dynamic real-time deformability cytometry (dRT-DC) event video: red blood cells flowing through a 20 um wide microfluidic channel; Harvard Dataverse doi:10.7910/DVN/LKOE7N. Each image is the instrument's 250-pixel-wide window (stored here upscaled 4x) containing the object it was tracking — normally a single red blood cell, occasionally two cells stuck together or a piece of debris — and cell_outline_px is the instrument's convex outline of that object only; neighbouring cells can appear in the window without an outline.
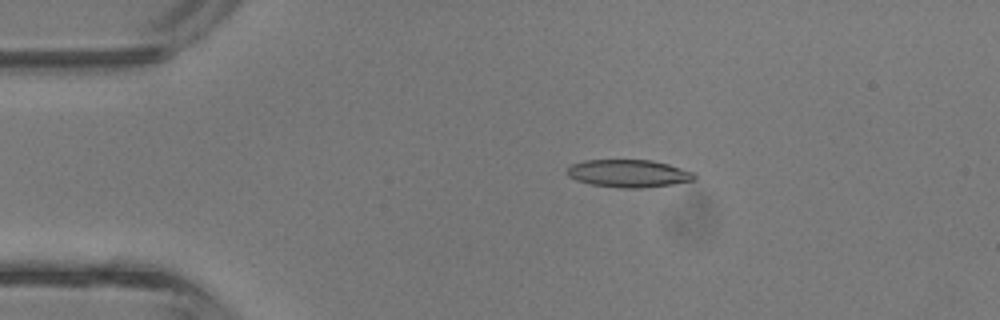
{"species": "common noctule bat (a hibernating species)", "species_latin": "Nyctalus noctula", "temperature_condition": "room temperature", "stored_images_in_passage": 41, "camera_frame_rate_fps": 3000, "um_per_image_px": 0.085, "animal": {"sex": "male", "body_mass_g": 13.3}, "frame": {"image": 1, "passage_image": 8, "time_ms": 2.333, "image_size_px": [1000, 320], "cell_outline_px": [[696, 180], [672, 184], [640, 188], [620, 188], [588, 184], [576, 180], [568, 176], [568, 168], [572, 164], [584, 160], [652, 160], [668, 164], [692, 172], [696, 176]], "centroid_in_image_um": [53.41, 14.75], "position_along_channel_um": 31.6, "area_um2": 20.46}}
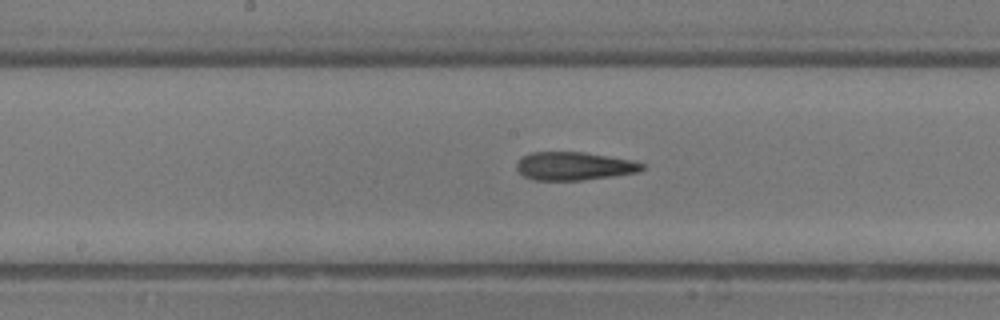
{"frame": {"image": 2, "passage_image": 21, "time_ms": 6.667, "image_size_px": [1000, 320], "cell_outline_px": [[644, 168], [636, 172], [612, 176], [580, 180], [532, 180], [524, 176], [516, 168], [516, 164], [520, 156], [532, 152], [584, 152], [632, 160], [644, 164]], "centroid_in_image_um": [48.75, 14.11], "position_along_channel_um": 199.5, "area_um2": 20.58}}
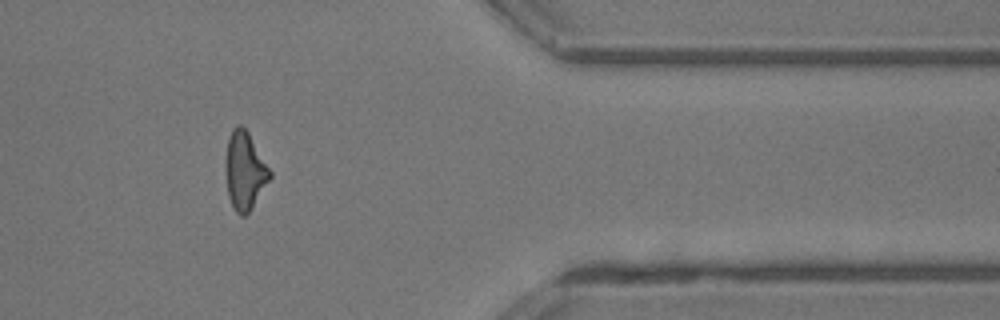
{"frame": {"image": 3, "passage_image": 34, "time_ms": 11.0, "image_size_px": [1000, 320], "cell_outline_px": [[272, 176], [248, 212], [244, 216], [240, 216], [236, 212], [228, 196], [224, 172], [224, 160], [228, 136], [232, 128], [236, 124], [240, 124], [248, 132], [272, 172]], "centroid_in_image_um": [20.76, 14.47], "position_along_channel_um": 390.6, "area_um2": 20.29}, "authors_computed_cell_mechanics": {"area_um2": 20.5768, "velocity_mm_per_s": 4.9605, "shape_relaxation_time_tau1_ms": 5.7973, "shape_relaxation_time_tau2_ms": 1.9817, "deformation_change_tau1": 0.2122, "deformation_change_tau2": 0.1359}}